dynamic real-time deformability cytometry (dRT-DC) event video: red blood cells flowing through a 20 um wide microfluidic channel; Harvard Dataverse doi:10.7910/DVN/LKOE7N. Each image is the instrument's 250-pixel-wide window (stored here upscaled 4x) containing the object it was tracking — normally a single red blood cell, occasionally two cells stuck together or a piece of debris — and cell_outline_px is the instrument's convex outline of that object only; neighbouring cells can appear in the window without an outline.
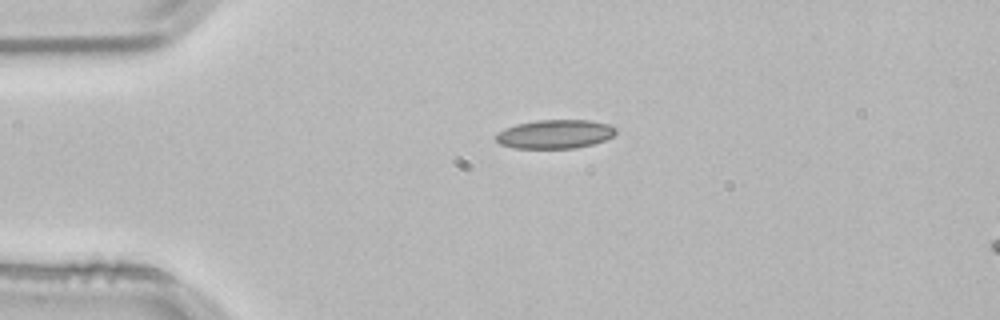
{"species": "common noctule bat (a hibernating species)", "species_latin": "Nyctalus noctula", "temperature_condition": "room temperature", "stored_images_in_passage": 42, "camera_frame_rate_fps": 3000, "um_per_image_px": 0.085, "animal": {"sex": "male", "body_mass_g": 21.5, "forearm_length_mm": 52.0}, "frame": {"image": 1, "passage_image": 1, "time_ms": 0.0, "image_size_px": [1000, 320], "cell_outline_px": [[616, 132], [612, 136], [604, 140], [592, 144], [576, 148], [512, 148], [500, 144], [496, 140], [496, 136], [500, 132], [516, 124], [536, 120], [588, 120], [608, 124], [616, 128]], "centroid_in_image_um": [47.18, 11.4], "position_along_channel_um": 37.8, "area_um2": 19.94}}
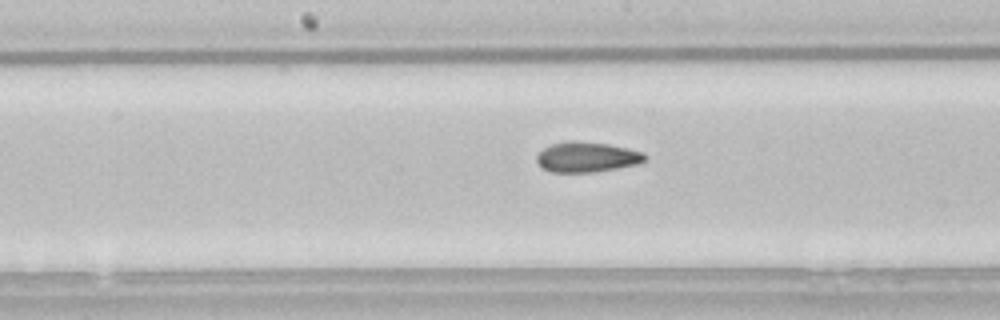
{"frame": {"image": 2, "passage_image": 16, "time_ms": 5.0, "image_size_px": [1000, 320], "cell_outline_px": [[644, 160], [636, 164], [616, 168], [592, 172], [552, 172], [544, 168], [536, 160], [536, 156], [544, 148], [552, 144], [572, 140], [576, 140], [608, 144], [628, 148], [644, 152]], "centroid_in_image_um": [49.87, 13.33], "position_along_channel_um": 198.3, "area_um2": 18.79}}
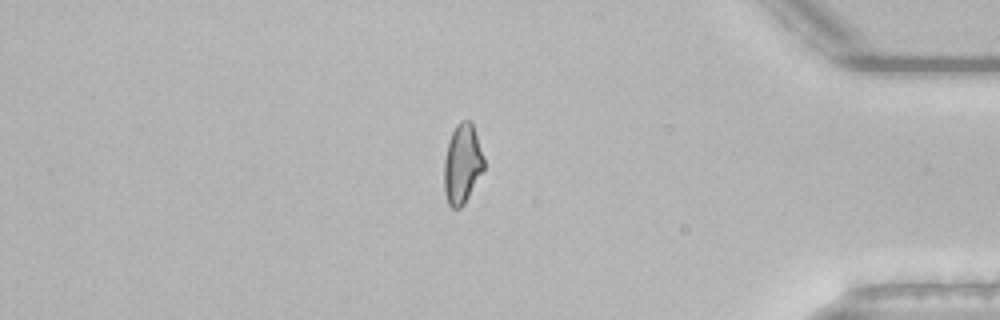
{"frame": {"image": 3, "passage_image": 34, "time_ms": 11.0, "image_size_px": [1000, 320], "cell_outline_px": [[484, 168], [464, 204], [460, 208], [452, 208], [448, 204], [444, 192], [444, 160], [448, 140], [456, 124], [460, 120], [472, 120], [484, 156]], "centroid_in_image_um": [39.28, 13.89], "position_along_channel_um": 395.9, "area_um2": 18.67}, "authors_computed_cell_mechanics": {"area_um2": 19.0162, "velocity_mm_per_s": 3.8428, "shape_relaxation_time_tau1_ms": null, "shape_relaxation_time_tau2_ms": 2.4802, "deformation_change_tau1": null, "deformation_change_tau2": 0.0798}}